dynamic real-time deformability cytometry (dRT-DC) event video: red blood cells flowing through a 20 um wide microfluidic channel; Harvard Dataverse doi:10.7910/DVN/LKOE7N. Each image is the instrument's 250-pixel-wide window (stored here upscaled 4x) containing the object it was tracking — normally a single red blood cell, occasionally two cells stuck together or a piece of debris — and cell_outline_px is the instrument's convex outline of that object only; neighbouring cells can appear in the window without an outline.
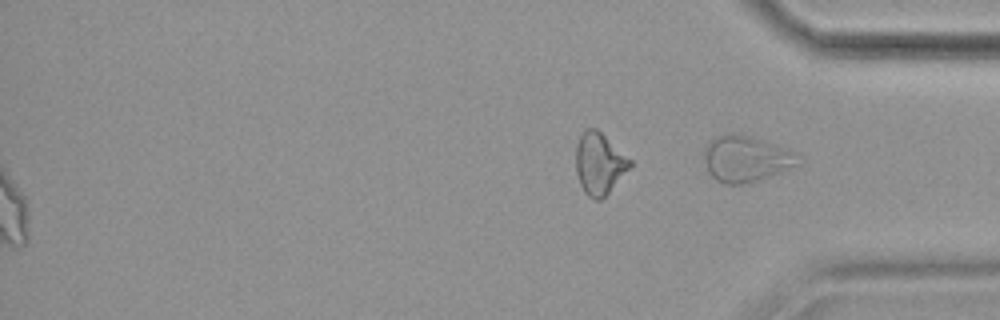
{"species": "common noctule bat (a hibernating species)", "species_latin": "Nyctalus noctula", "temperature_condition": "cold", "stored_images_in_passage": 46, "segment_of_instrument_passage": [2, 2], "camera_frame_rate_fps": 3000, "um_per_image_px": 0.085, "animal": {"sex": "female", "body_mass_g": 19.9}, "frame": {"image": 1, "passage_image": 46, "time_ms": 15.0, "image_size_px": [1000, 320], "cell_outline_px": [[800, 164], [760, 180], [740, 184], [724, 184], [716, 180], [708, 172], [704, 156], [704, 148], [708, 140], [716, 136], [728, 132], [748, 136], [764, 140], [792, 152]], "centroid_in_image_um": [63.33, 13.49], "position_along_channel_um": 371.9, "area_um2": 24.97}}